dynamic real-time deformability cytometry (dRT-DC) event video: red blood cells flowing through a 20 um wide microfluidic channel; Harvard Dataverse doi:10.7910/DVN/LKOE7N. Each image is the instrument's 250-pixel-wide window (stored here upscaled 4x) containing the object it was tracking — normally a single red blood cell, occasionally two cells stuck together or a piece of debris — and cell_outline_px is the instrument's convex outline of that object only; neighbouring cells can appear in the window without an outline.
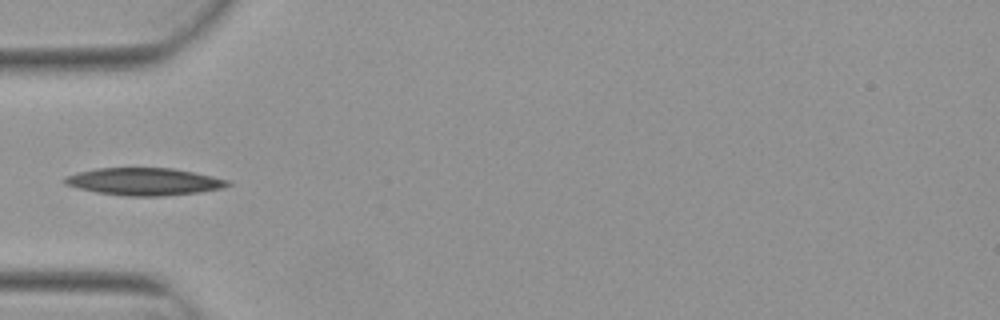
{"species": "Egyptian fruit bat (a non-hibernating species)", "species_latin": "Rousettus aegyptiacus", "temperature_condition": "warm", "stored_images_in_passage": 3, "camera_frame_rate_fps": 3000, "um_per_image_px": 0.085, "animal": {"sex": "female"}, "frame": {"image": 1, "passage_image": 2, "time_ms": 0.333, "image_size_px": [1000, 320], "cell_outline_px": [[232, 184], [224, 188], [196, 192], [164, 196], [128, 196], [96, 192], [64, 184], [64, 176], [96, 168], [172, 168], [212, 176], [228, 180]], "centroid_in_image_um": [12.25, 15.43], "position_along_channel_um": 72.7, "area_um2": 25.78}}
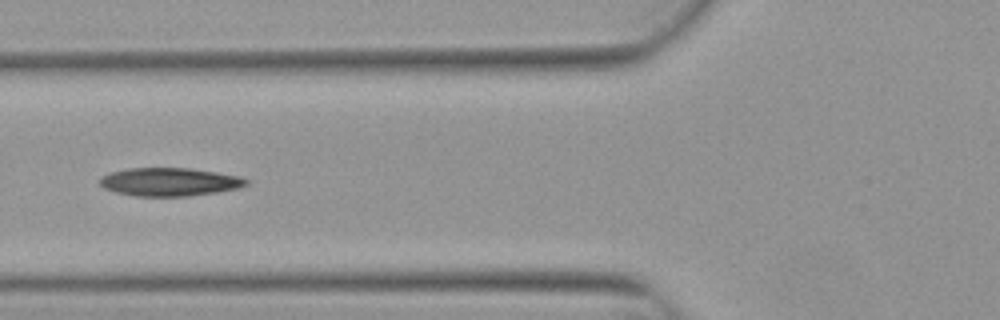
{"frame": {"image": 2, "passage_image": 3, "time_ms": 0.667, "image_size_px": [1000, 320], "cell_outline_px": [[248, 184], [240, 188], [216, 192], [188, 196], [136, 196], [116, 192], [104, 188], [96, 180], [100, 176], [112, 172], [128, 168], [188, 168], [216, 172], [236, 176], [248, 180]], "centroid_in_image_um": [14.36, 15.46], "position_along_channel_um": 111.4, "area_um2": 24.04}}